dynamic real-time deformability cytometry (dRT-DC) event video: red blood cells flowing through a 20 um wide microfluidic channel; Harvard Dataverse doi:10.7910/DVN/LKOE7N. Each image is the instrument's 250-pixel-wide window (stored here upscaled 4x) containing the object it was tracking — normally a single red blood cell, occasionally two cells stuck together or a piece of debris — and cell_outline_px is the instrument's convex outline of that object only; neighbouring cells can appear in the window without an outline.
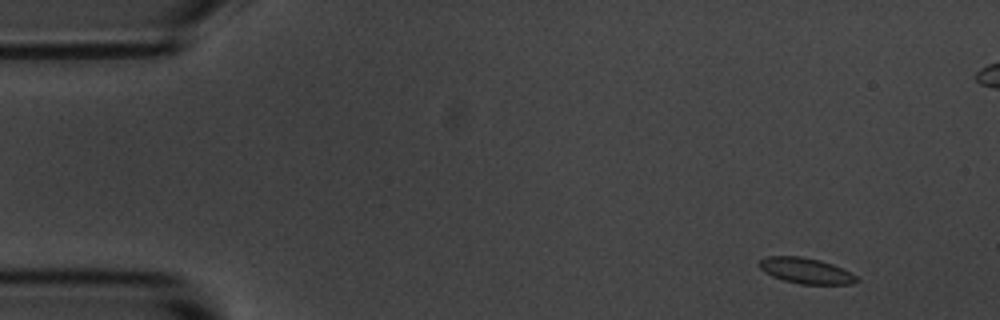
{"species": "common noctule bat (a hibernating species)", "species_latin": "Nyctalus noctula", "temperature_condition": "room temperature", "stored_images_in_passage": 12, "camera_frame_rate_fps": 3000, "um_per_image_px": 0.085, "animal": {"sex": "male", "body_mass_g": 20.1, "forearm_length_mm": 53.5}, "frame": {"image": 1, "passage_image": 3, "time_ms": 0.667, "image_size_px": [1000, 320], "cell_outline_px": [[860, 280], [852, 284], [800, 284], [784, 280], [772, 276], [764, 272], [756, 264], [760, 260], [768, 256], [800, 256], [820, 260], [832, 264], [856, 276]], "centroid_in_image_um": [68.46, 23.01], "position_along_channel_um": 16.5, "area_um2": 14.51}}